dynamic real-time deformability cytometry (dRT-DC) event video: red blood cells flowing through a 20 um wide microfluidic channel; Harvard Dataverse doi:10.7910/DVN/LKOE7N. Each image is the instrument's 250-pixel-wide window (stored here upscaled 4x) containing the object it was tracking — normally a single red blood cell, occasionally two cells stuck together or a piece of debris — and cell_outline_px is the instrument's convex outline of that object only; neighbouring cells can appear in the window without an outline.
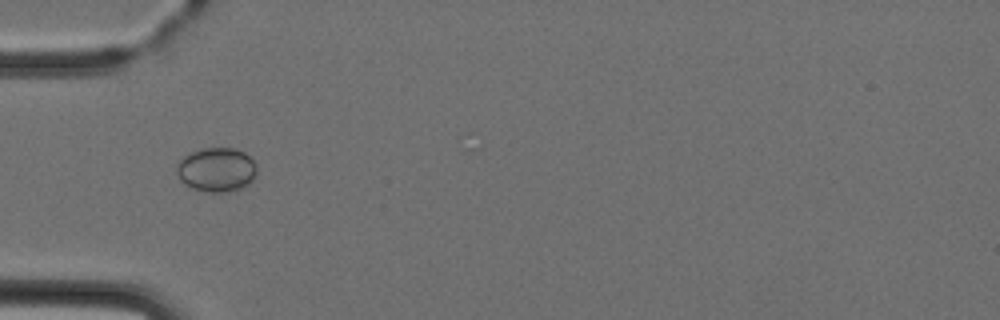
{"species": "Egyptian fruit bat (a non-hibernating species)", "species_latin": "Rousettus aegyptiacus", "temperature_condition": "cold", "stored_images_in_passage": 3, "camera_frame_rate_fps": 3000, "um_per_image_px": 0.085, "animal": {"sex": "female"}, "frame": {"image": 1, "passage_image": 1, "time_ms": 0.0, "image_size_px": [1000, 320], "cell_outline_px": [[256, 176], [248, 184], [240, 188], [228, 192], [208, 192], [192, 188], [184, 184], [180, 180], [176, 172], [176, 164], [184, 156], [192, 152], [204, 148], [232, 148], [244, 152], [256, 164]], "centroid_in_image_um": [18.39, 14.43], "position_along_channel_um": 66.6, "area_um2": 20.63}}
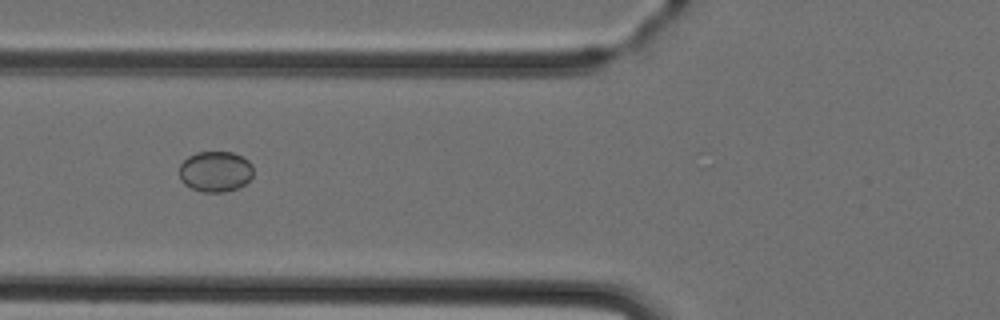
{"frame": {"image": 2, "passage_image": 2, "time_ms": 1.0, "image_size_px": [1000, 320], "cell_outline_px": [[252, 176], [244, 184], [236, 188], [224, 192], [204, 192], [192, 188], [184, 184], [180, 180], [180, 164], [188, 156], [196, 152], [232, 152], [248, 160], [252, 164]], "centroid_in_image_um": [18.29, 14.57], "position_along_channel_um": 107.5, "area_um2": 17.46}}
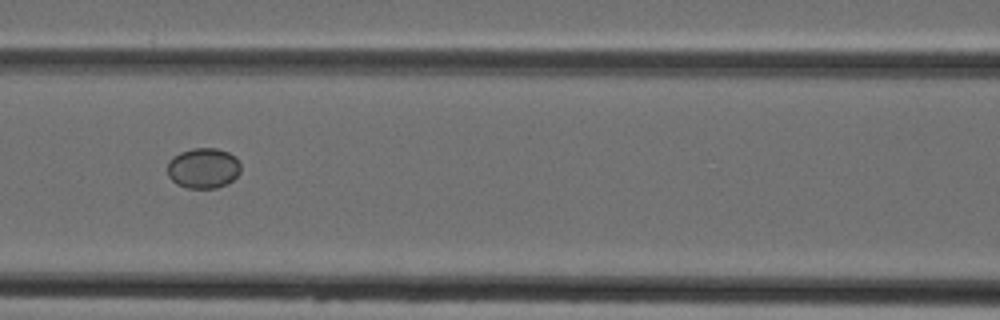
{"frame": {"image": 3, "passage_image": 3, "time_ms": 2.0, "image_size_px": [1000, 320], "cell_outline_px": [[240, 172], [228, 184], [216, 188], [188, 188], [176, 184], [168, 176], [168, 160], [172, 156], [180, 152], [192, 148], [216, 148], [228, 152], [236, 156], [240, 164]], "centroid_in_image_um": [17.28, 14.29], "position_along_channel_um": 149.3, "area_um2": 17.46}}